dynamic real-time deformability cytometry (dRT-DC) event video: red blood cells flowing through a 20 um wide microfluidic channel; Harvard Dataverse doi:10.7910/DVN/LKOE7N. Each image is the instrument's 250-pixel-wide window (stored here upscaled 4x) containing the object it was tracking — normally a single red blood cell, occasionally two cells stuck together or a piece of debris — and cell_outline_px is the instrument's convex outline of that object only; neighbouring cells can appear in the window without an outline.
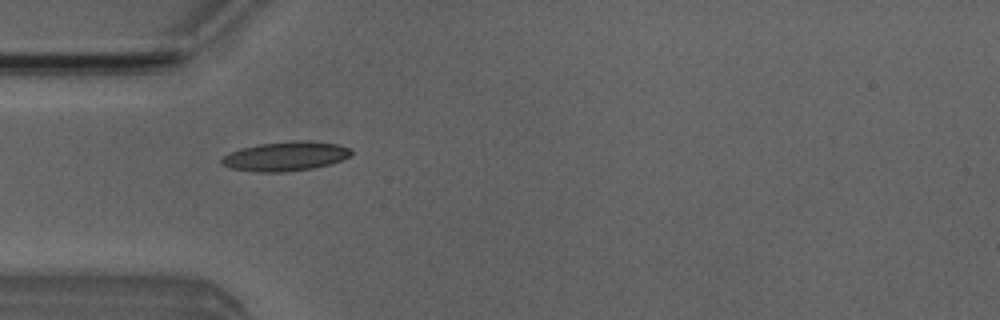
{"species": "Egyptian fruit bat (a non-hibernating species)", "species_latin": "Rousettus aegyptiacus", "temperature_condition": "room temperature", "stored_images_in_passage": 6, "camera_frame_rate_fps": 3000, "um_per_image_px": 0.085, "animal": {"sex": "male"}, "frame": {"image": 1, "passage_image": 5, "time_ms": 4.667, "image_size_px": [1000, 320], "cell_outline_px": [[352, 152], [348, 156], [340, 160], [328, 164], [312, 168], [284, 172], [260, 172], [232, 168], [220, 164], [220, 160], [228, 152], [240, 148], [260, 144], [292, 140], [308, 140], [336, 144], [352, 148]], "centroid_in_image_um": [24.24, 13.27], "position_along_channel_um": 60.8, "area_um2": 22.08}}